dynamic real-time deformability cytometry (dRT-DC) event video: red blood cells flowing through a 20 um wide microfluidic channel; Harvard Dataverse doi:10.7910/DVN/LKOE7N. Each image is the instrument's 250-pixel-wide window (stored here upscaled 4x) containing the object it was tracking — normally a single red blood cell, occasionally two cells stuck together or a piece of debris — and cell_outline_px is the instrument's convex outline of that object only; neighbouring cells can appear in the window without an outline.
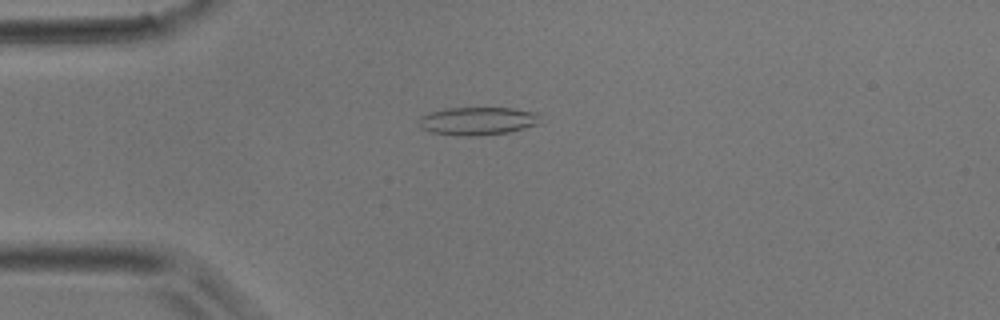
{"species": "common noctule bat (a hibernating species)", "species_latin": "Nyctalus noctula", "temperature_condition": "room temperature", "stored_images_in_passage": 4, "camera_frame_rate_fps": 3000, "um_per_image_px": 0.085, "animal": {"sex": "male", "body_mass_g": 17.9}, "frame": {"image": 1, "passage_image": 3, "time_ms": 0.667, "image_size_px": [1000, 320], "cell_outline_px": [[540, 112], [536, 124], [524, 128], [508, 132], [480, 136], [460, 136], [432, 132], [420, 128], [420, 116], [428, 112], [444, 108], [512, 108]], "centroid_in_image_um": [40.57, 10.28], "position_along_channel_um": 44.4, "area_um2": 19.88}}